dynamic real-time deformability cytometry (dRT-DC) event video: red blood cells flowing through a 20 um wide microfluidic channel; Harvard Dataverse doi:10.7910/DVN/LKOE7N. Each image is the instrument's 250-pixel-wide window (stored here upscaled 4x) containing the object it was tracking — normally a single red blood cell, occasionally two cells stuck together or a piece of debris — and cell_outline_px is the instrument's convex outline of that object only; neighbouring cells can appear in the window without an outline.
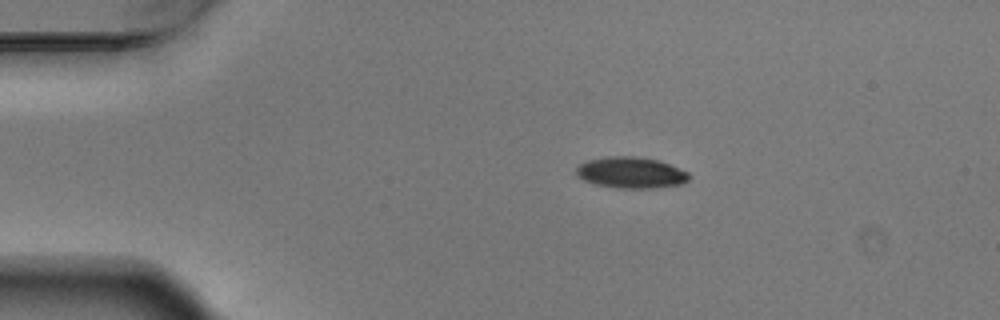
{"species": "Egyptian fruit bat (a non-hibernating species)", "species_latin": "Rousettus aegyptiacus", "temperature_condition": "warm", "stored_images_in_passage": 4, "camera_frame_rate_fps": 3000, "um_per_image_px": 0.085, "animal": {"sex": "male"}, "frame": {"image": 1, "passage_image": 1, "time_ms": 0.0, "image_size_px": [1000, 320], "cell_outline_px": [[688, 180], [684, 184], [652, 188], [620, 188], [596, 184], [584, 180], [576, 176], [576, 168], [580, 164], [588, 160], [608, 156], [636, 156], [660, 160], [688, 172]], "centroid_in_image_um": [53.63, 14.67], "position_along_channel_um": 31.4, "area_um2": 20.52}}
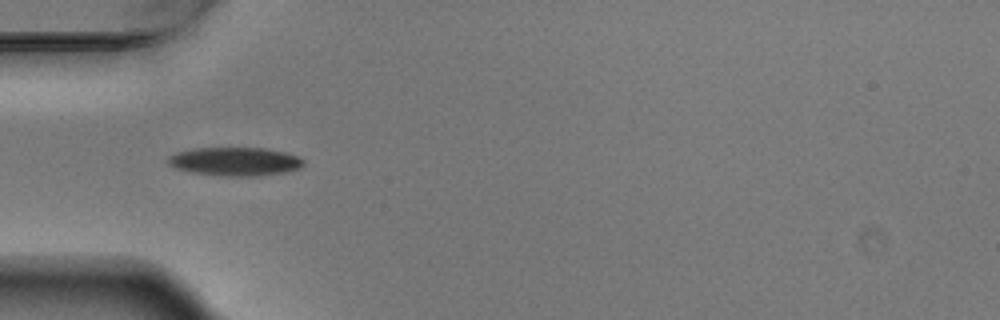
{"frame": {"image": 2, "passage_image": 3, "time_ms": 0.667, "image_size_px": [1000, 320], "cell_outline_px": [[304, 164], [300, 168], [284, 172], [252, 176], [240, 176], [192, 172], [172, 168], [164, 160], [168, 156], [176, 152], [196, 148], [268, 148], [284, 152], [296, 156], [304, 160]], "centroid_in_image_um": [19.93, 13.71], "position_along_channel_um": 65.1, "area_um2": 22.37}}
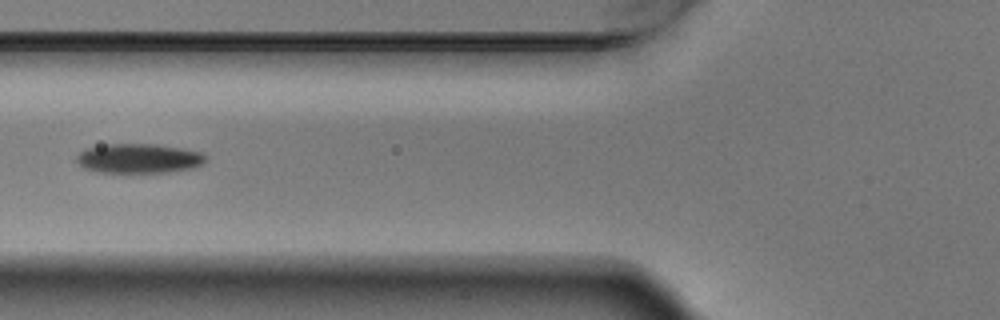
{"frame": {"image": 3, "passage_image": 4, "time_ms": 1.0, "image_size_px": [1000, 320], "cell_outline_px": [[208, 156], [204, 164], [192, 168], [168, 172], [96, 172], [84, 168], [76, 160], [76, 156], [80, 152], [88, 148], [104, 144], [156, 144], [180, 148], [200, 152]], "centroid_in_image_um": [11.81, 13.46], "position_along_channel_um": 114.0, "area_um2": 22.2}}